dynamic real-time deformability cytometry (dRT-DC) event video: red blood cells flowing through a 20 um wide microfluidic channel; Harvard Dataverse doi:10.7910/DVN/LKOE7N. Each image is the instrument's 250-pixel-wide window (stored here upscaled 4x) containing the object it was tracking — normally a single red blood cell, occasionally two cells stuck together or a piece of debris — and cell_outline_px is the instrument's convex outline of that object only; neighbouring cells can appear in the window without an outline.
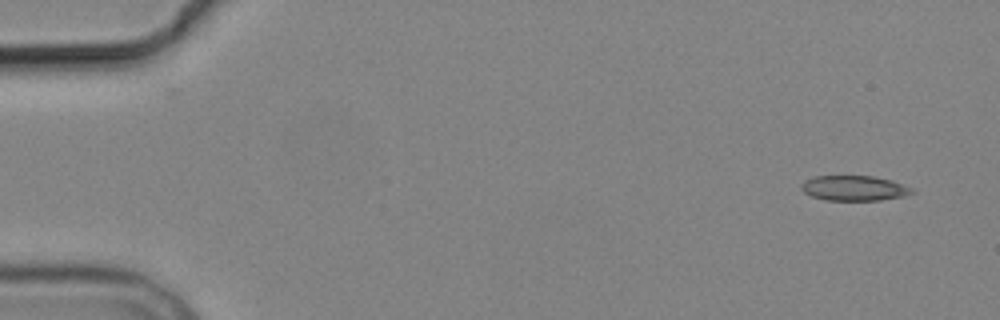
{"species": "common noctule bat (a hibernating species)", "species_latin": "Nyctalus noctula", "temperature_condition": "cold", "stored_images_in_passage": 6, "camera_frame_rate_fps": 3000, "um_per_image_px": 0.085, "animal": {"sex": "male", "body_mass_g": 19.2, "forearm_length_mm": 51.8}, "frame": {"image": 1, "passage_image": 1, "time_ms": 0.0, "image_size_px": [1000, 320], "cell_outline_px": [[916, 192], [904, 196], [880, 200], [824, 200], [812, 196], [804, 192], [800, 188], [800, 184], [804, 180], [816, 176], [872, 176], [892, 180], [912, 188]], "centroid_in_image_um": [72.59, 15.99], "position_along_channel_um": 12.4, "area_um2": 16.24}}
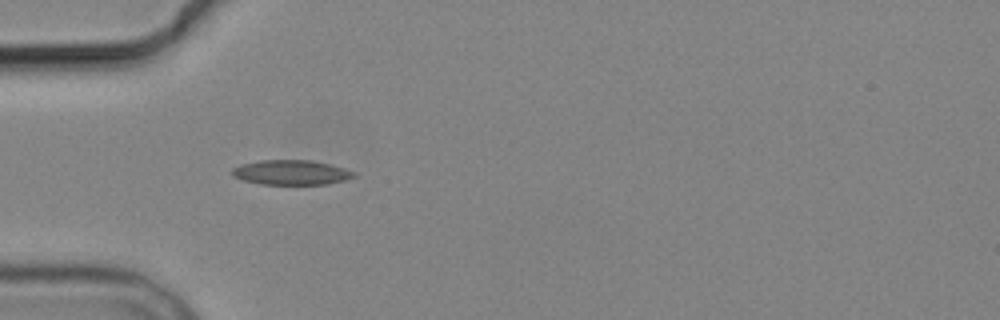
{"frame": {"image": 2, "passage_image": 5, "time_ms": 4.667, "image_size_px": [1000, 320], "cell_outline_px": [[356, 176], [344, 180], [328, 184], [260, 184], [244, 180], [232, 176], [232, 168], [240, 164], [260, 160], [312, 160], [344, 168], [356, 172]], "centroid_in_image_um": [24.74, 14.65], "position_along_channel_um": 60.3, "area_um2": 17.57}}
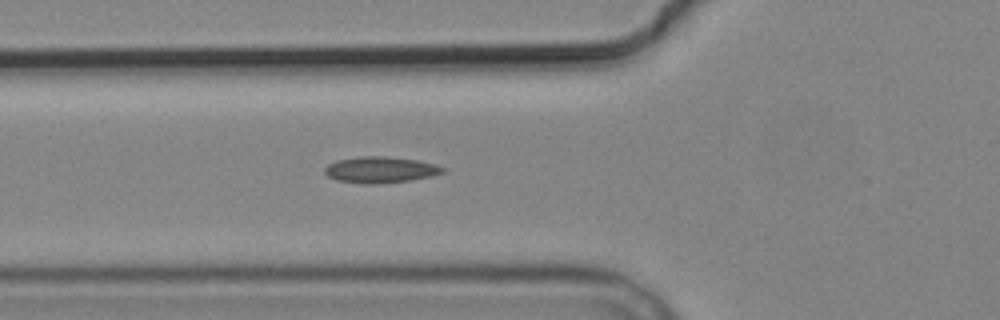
{"frame": {"image": 3, "passage_image": 6, "time_ms": 5.667, "image_size_px": [1000, 320], "cell_outline_px": [[444, 172], [432, 176], [412, 180], [376, 184], [364, 184], [336, 180], [328, 176], [324, 172], [324, 168], [328, 164], [336, 160], [360, 156], [388, 156], [416, 160], [436, 164], [444, 168]], "centroid_in_image_um": [32.32, 14.43], "position_along_channel_um": 93.5, "area_um2": 18.15}}